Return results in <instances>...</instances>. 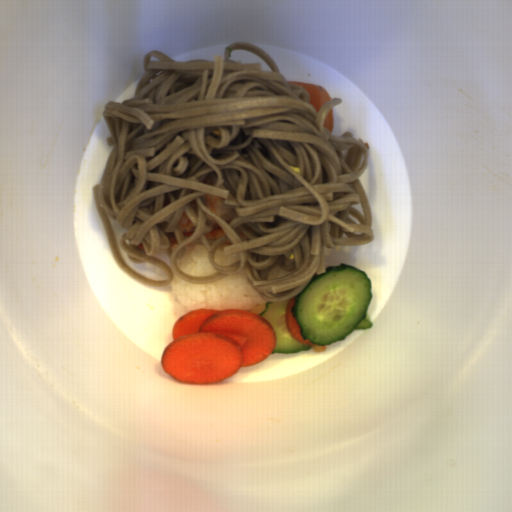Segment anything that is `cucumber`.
Returning a JSON list of instances; mask_svg holds the SVG:
<instances>
[{"label":"cucumber","instance_id":"1","mask_svg":"<svg viewBox=\"0 0 512 512\" xmlns=\"http://www.w3.org/2000/svg\"><path fill=\"white\" fill-rule=\"evenodd\" d=\"M371 280L356 266H327L295 295L291 314L300 335L315 345L345 340L353 330L371 329L367 308L373 299Z\"/></svg>","mask_w":512,"mask_h":512},{"label":"cucumber","instance_id":"2","mask_svg":"<svg viewBox=\"0 0 512 512\" xmlns=\"http://www.w3.org/2000/svg\"><path fill=\"white\" fill-rule=\"evenodd\" d=\"M290 299L281 302H266L265 310L258 314L266 319L273 327L276 336V345L272 354H297L298 352H308L312 344H305L294 338L288 331L285 321L286 306Z\"/></svg>","mask_w":512,"mask_h":512}]
</instances>
